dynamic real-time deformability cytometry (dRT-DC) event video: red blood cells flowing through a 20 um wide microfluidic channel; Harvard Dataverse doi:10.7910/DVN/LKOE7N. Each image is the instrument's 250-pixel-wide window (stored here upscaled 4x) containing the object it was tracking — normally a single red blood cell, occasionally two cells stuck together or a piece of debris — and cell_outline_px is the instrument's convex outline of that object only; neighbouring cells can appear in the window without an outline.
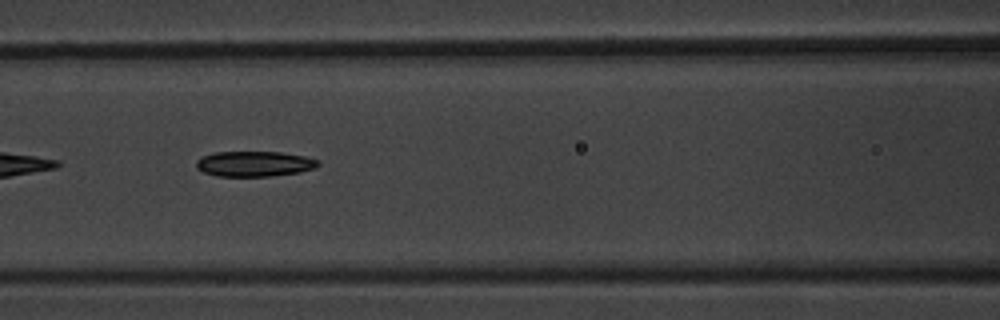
{"species": "common noctule bat (a hibernating species)", "species_latin": "Nyctalus noctula", "temperature_condition": "warm", "stored_images_in_passage": 4, "camera_frame_rate_fps": 3000, "um_per_image_px": 0.085, "animal": {"sex": "male", "body_mass_g": 20.1, "forearm_length_mm": 53.5}, "frame": {"image": 1, "passage_image": 3, "time_ms": 2.333, "image_size_px": [1000, 320], "cell_outline_px": [[320, 164], [316, 168], [300, 172], [268, 176], [216, 176], [204, 172], [196, 168], [196, 160], [200, 156], [212, 152], [280, 152], [304, 156], [320, 160]], "centroid_in_image_um": [21.6, 13.92], "position_along_channel_um": 145.0, "area_um2": 18.15}}
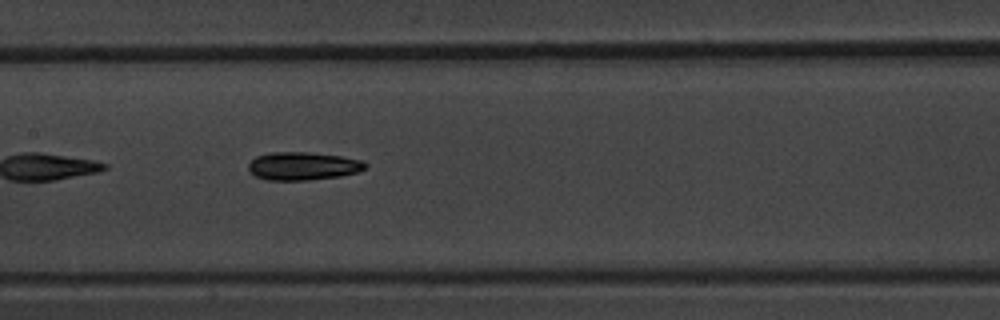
{"frame": {"image": 2, "passage_image": 4, "time_ms": 3.333, "image_size_px": [1000, 320], "cell_outline_px": [[368, 164], [360, 172], [340, 176], [308, 180], [268, 180], [256, 176], [248, 168], [248, 164], [256, 156], [272, 152], [308, 152], [340, 156], [364, 160]], "centroid_in_image_um": [25.79, 14.11], "position_along_channel_um": 181.6, "area_um2": 19.13}}